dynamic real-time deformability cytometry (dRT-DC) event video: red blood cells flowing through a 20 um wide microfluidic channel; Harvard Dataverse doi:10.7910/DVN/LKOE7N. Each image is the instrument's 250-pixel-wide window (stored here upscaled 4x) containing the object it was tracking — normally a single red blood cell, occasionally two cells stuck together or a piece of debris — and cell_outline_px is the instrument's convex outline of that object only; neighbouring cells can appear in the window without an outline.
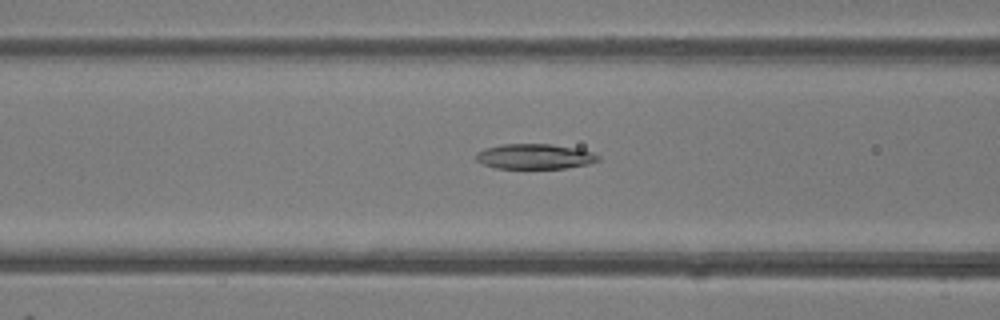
{"species": "common noctule bat (a hibernating species)", "species_latin": "Nyctalus noctula", "temperature_condition": "room temperature", "stored_images_in_passage": 49, "camera_frame_rate_fps": 3000, "um_per_image_px": 0.085, "animal": {"sex": "female"}, "frame": {"image": 1, "passage_image": 19, "time_ms": 6.0, "image_size_px": [1000, 320], "cell_outline_px": [[600, 160], [588, 164], [564, 168], [496, 168], [484, 164], [476, 160], [476, 152], [484, 148], [500, 144], [552, 144], [576, 148], [592, 152], [600, 156]], "centroid_in_image_um": [45.44, 13.29], "position_along_channel_um": 121.2, "area_um2": 17.92}}
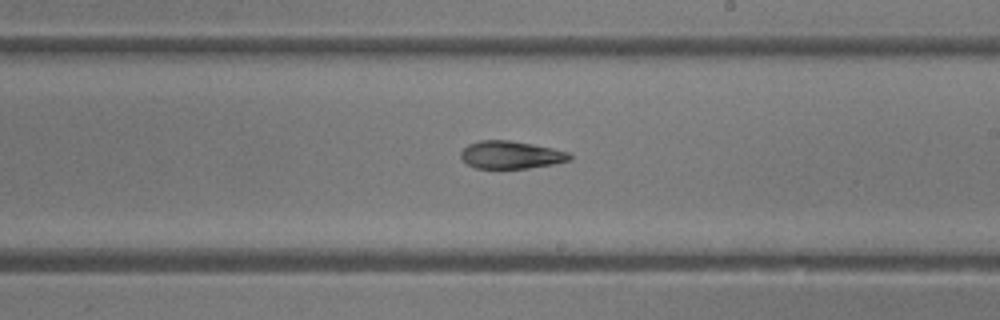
{"frame": {"image": 2, "passage_image": 28, "time_ms": 9.0, "image_size_px": [1000, 320], "cell_outline_px": [[572, 156], [568, 160], [552, 164], [528, 168], [476, 168], [468, 164], [460, 156], [460, 152], [468, 144], [480, 140], [508, 140], [532, 144], [552, 148], [568, 152]], "centroid_in_image_um": [43.4, 13.15], "position_along_channel_um": 245.6, "area_um2": 17.34}}
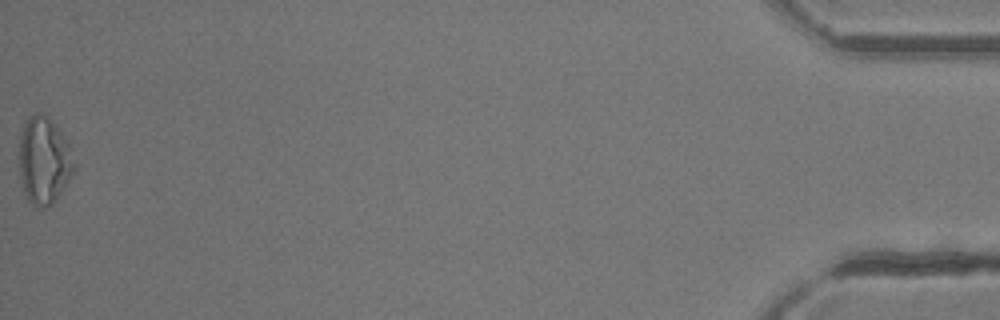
{"frame": {"image": 3, "passage_image": 49, "time_ms": 16.0, "image_size_px": [1000, 320], "cell_outline_px": [[76, 172], [52, 204], [48, 208], [36, 208], [28, 200], [24, 192], [20, 176], [20, 132], [28, 116], [32, 112], [44, 112], [48, 116], [60, 132], [68, 144], [76, 164]], "centroid_in_image_um": [3.75, 13.65], "position_along_channel_um": 431.4, "area_um2": 28.26}, "authors_computed_cell_mechanics": {"area_um2": 19.8832, "velocity_mm_per_s": 4.1558, "shape_relaxation_time_tau1_ms": null, "shape_relaxation_time_tau2_ms": 9.1994, "deformation_change_tau1": null, "deformation_change_tau2": 0.2237}}